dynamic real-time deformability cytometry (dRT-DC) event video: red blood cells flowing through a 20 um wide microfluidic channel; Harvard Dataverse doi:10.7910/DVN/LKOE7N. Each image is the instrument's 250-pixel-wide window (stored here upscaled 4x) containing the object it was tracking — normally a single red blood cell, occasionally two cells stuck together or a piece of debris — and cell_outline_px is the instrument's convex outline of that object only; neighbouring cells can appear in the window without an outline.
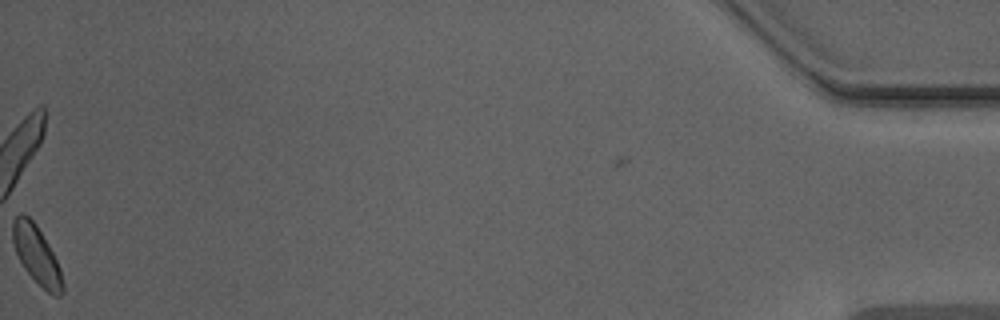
{"species": "Egyptian fruit bat (a non-hibernating species)", "species_latin": "Rousettus aegyptiacus", "temperature_condition": "warm", "stored_images_in_passage": 54, "camera_frame_rate_fps": 3000, "um_per_image_px": 0.085, "animal": {"sex": "male"}, "frame": {"image": 1, "passage_image": 54, "time_ms": 17.667, "image_size_px": [1000, 320], "cell_outline_px": [[64, 292], [60, 296], [52, 296], [24, 268], [16, 252], [12, 240], [12, 220], [20, 212], [24, 212], [36, 224], [48, 244], [60, 268], [64, 284]], "centroid_in_image_um": [3.11, 21.64], "position_along_channel_um": 432.1, "area_um2": 16.82}}